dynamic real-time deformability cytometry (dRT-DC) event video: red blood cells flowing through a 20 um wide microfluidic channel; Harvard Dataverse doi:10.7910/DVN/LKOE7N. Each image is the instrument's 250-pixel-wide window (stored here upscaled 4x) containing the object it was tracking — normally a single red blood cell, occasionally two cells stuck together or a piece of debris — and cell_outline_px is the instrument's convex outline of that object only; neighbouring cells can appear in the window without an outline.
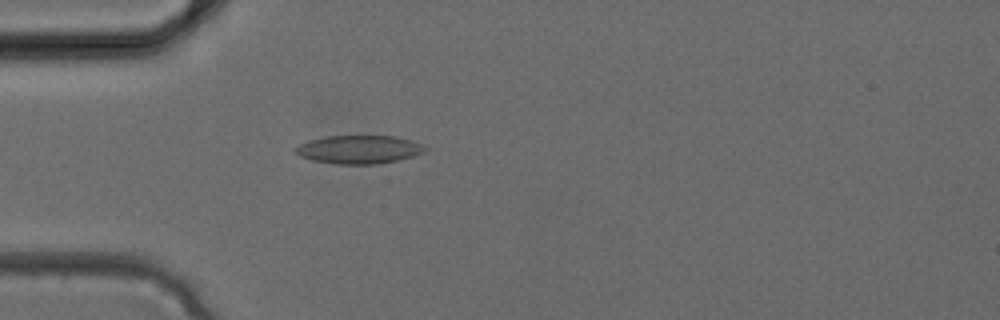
{"species": "common noctule bat (a hibernating species)", "species_latin": "Nyctalus noctula", "temperature_condition": "cold", "stored_images_in_passage": 34, "camera_frame_rate_fps": 3000, "um_per_image_px": 0.085, "animal": {"sex": "female", "body_mass_g": 24.6, "forearm_length_mm": 56.2}, "frame": {"image": 1, "passage_image": 10, "time_ms": 3.0, "image_size_px": [1000, 320], "cell_outline_px": [[428, 148], [424, 152], [412, 156], [396, 160], [376, 164], [336, 164], [312, 160], [300, 156], [292, 148], [308, 140], [328, 136], [396, 136], [412, 140]], "centroid_in_image_um": [30.49, 12.7], "position_along_channel_um": 54.5, "area_um2": 21.33}}
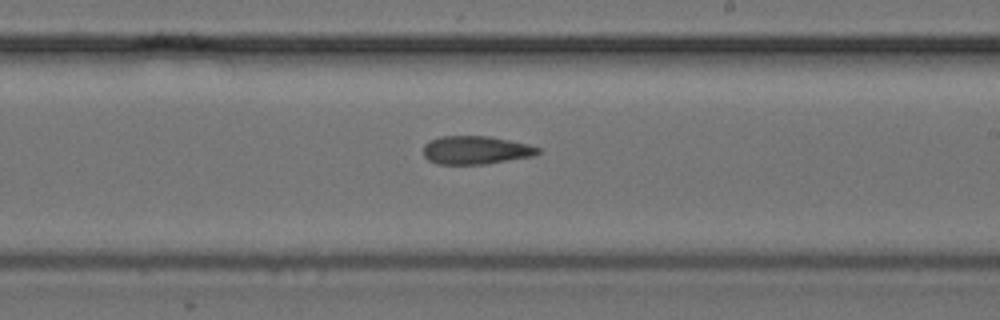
{"frame": {"image": 2, "passage_image": 20, "time_ms": 6.333, "image_size_px": [1000, 320], "cell_outline_px": [[540, 152], [536, 156], [484, 164], [436, 164], [428, 160], [424, 156], [424, 144], [428, 140], [440, 136], [488, 136], [528, 144], [540, 148]], "centroid_in_image_um": [40.43, 12.76], "position_along_channel_um": 248.6, "area_um2": 19.02}}
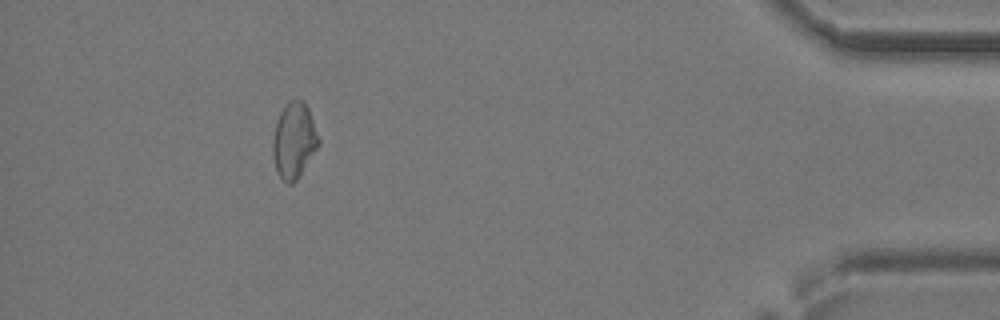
{"frame": {"image": 3, "passage_image": 31, "time_ms": 10.0, "image_size_px": [1000, 320], "cell_outline_px": [[320, 144], [300, 176], [292, 184], [288, 184], [280, 176], [276, 168], [272, 152], [272, 144], [276, 120], [280, 112], [288, 100], [296, 96], [304, 100], [308, 108], [320, 140]], "centroid_in_image_um": [25.0, 11.89], "position_along_channel_um": 410.2, "area_um2": 20.46}}